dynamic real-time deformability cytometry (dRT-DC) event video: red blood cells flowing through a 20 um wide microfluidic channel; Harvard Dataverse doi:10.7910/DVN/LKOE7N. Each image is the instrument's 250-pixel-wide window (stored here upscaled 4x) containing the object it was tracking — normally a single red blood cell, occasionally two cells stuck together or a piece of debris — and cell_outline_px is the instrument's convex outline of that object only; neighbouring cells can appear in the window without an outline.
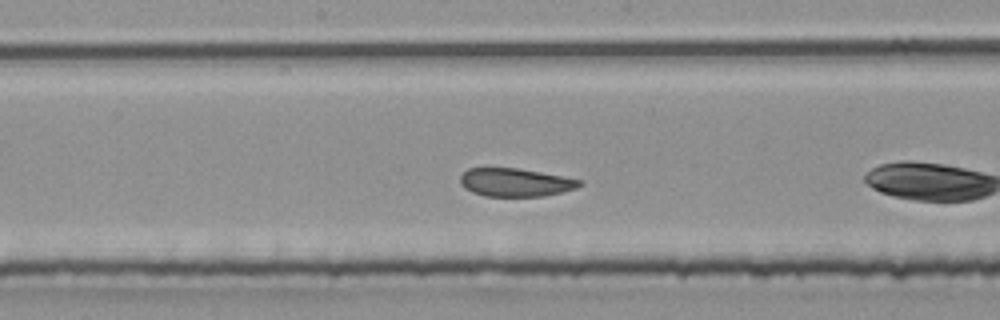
{"species": "common noctule bat (a hibernating species)", "species_latin": "Nyctalus noctula", "temperature_condition": "room temperature", "stored_images_in_passage": 16, "camera_frame_rate_fps": 3000, "um_per_image_px": 0.085, "animal": {"sex": "male", "body_mass_g": 20.4}, "frame": {"image": 1, "passage_image": 12, "time_ms": 3.667, "image_size_px": [1000, 320], "cell_outline_px": [[584, 184], [576, 188], [544, 196], [484, 196], [472, 192], [464, 188], [460, 184], [460, 176], [468, 168], [516, 168], [540, 172], [584, 180]], "centroid_in_image_um": [43.81, 15.5], "position_along_channel_um": 204.4, "area_um2": 19.65}}